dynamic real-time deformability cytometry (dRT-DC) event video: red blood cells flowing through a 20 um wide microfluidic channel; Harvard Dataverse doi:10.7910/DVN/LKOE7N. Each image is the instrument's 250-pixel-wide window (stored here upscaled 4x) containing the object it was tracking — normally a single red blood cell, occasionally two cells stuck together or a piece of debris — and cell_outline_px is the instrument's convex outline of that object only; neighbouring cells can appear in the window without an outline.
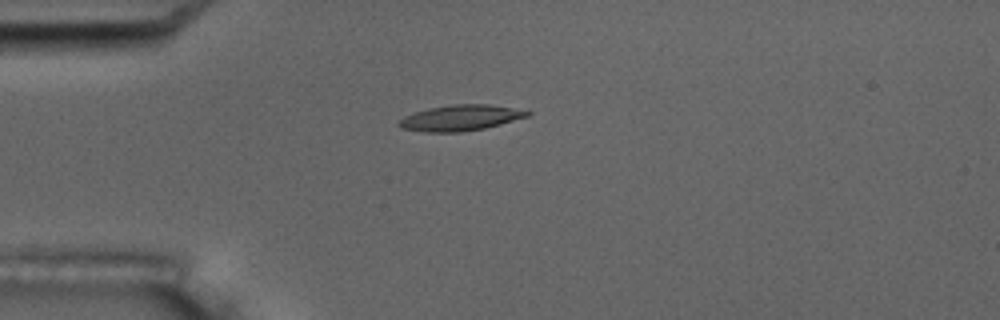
{"species": "common noctule bat (a hibernating species)", "species_latin": "Nyctalus noctula", "temperature_condition": "room temperature", "stored_images_in_passage": 7, "camera_frame_rate_fps": 3000, "um_per_image_px": 0.085, "animal": {"sex": "male", "body_mass_g": 17.5, "forearm_length_mm": 52.3}, "frame": {"image": 1, "passage_image": 4, "time_ms": 4.0, "image_size_px": [1000, 320], "cell_outline_px": [[532, 112], [528, 116], [500, 124], [484, 128], [460, 132], [424, 132], [400, 128], [396, 124], [404, 116], [428, 108], [456, 104], [488, 104], [512, 108]], "centroid_in_image_um": [39.09, 10.02], "position_along_channel_um": 45.9, "area_um2": 19.07}}